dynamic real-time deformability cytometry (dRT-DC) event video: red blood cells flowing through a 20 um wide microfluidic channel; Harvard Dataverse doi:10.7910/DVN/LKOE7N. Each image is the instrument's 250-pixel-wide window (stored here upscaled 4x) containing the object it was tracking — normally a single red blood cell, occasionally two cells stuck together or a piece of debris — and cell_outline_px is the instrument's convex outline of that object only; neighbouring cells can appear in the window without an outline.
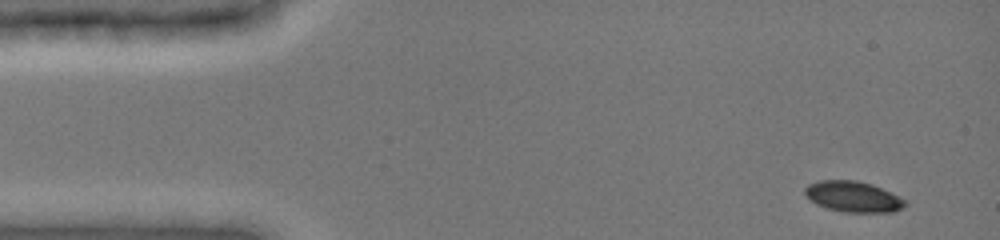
{"species": "common noctule bat (a hibernating species)", "species_latin": "Nyctalus noctula", "temperature_condition": "cold", "stored_images_in_passage": 5, "camera_frame_rate_fps": 3000, "um_per_image_px": 0.085, "animal": {"sex": "female", "body_mass_g": 19.0, "forearm_length_mm": 51.5}, "frame": {"image": 1, "passage_image": 1, "time_ms": 0.0, "image_size_px": [1000, 240], "cell_outline_px": [[908, 204], [892, 212], [844, 212], [828, 208], [816, 204], [804, 192], [804, 188], [808, 184], [820, 180], [856, 180], [872, 184], [908, 200]], "centroid_in_image_um": [72.54, 16.71], "position_along_channel_um": 12.5, "area_um2": 17.92}}
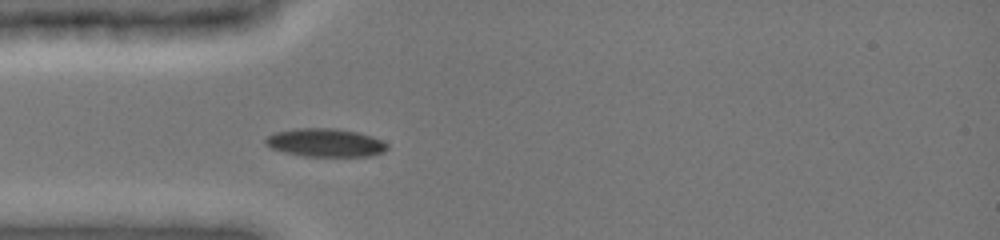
{"frame": {"image": 2, "passage_image": 5, "time_ms": 3.667, "image_size_px": [1000, 240], "cell_outline_px": [[388, 148], [384, 152], [372, 156], [304, 156], [284, 152], [272, 148], [264, 144], [264, 140], [268, 136], [276, 132], [296, 128], [336, 128], [356, 132], [372, 136], [388, 144]], "centroid_in_image_um": [27.66, 12.13], "position_along_channel_um": 57.3, "area_um2": 20.06}}